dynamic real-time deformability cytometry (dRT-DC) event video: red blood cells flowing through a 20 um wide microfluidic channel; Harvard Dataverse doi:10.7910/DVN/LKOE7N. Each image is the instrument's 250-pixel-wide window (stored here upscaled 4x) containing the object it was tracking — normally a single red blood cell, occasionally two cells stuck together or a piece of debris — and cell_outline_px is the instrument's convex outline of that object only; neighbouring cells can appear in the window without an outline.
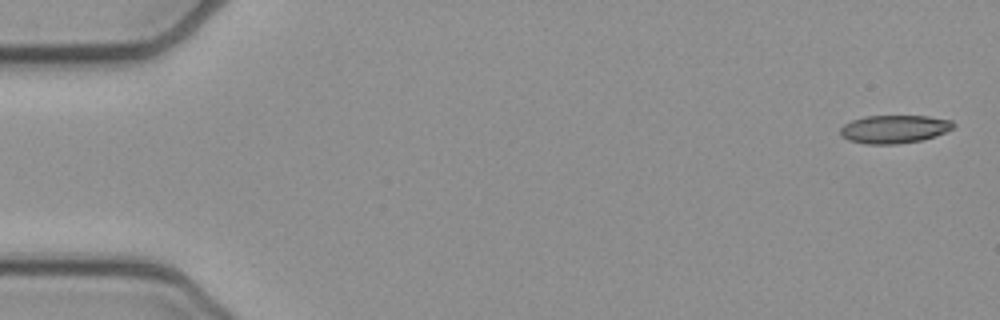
{"species": "common noctule bat (a hibernating species)", "species_latin": "Nyctalus noctula", "temperature_condition": "cold", "stored_images_in_passage": 51, "camera_frame_rate_fps": 3000, "um_per_image_px": 0.085, "animal": {"sex": "female", "body_mass_g": 21.9}, "frame": {"image": 1, "passage_image": 1, "time_ms": 0.0, "image_size_px": [1000, 320], "cell_outline_px": [[956, 124], [952, 128], [936, 136], [920, 140], [896, 144], [864, 144], [848, 140], [840, 136], [840, 128], [844, 124], [852, 120], [864, 116], [928, 116], [952, 120]], "centroid_in_image_um": [75.98, 10.97], "position_along_channel_um": 9.0, "area_um2": 18.61}}
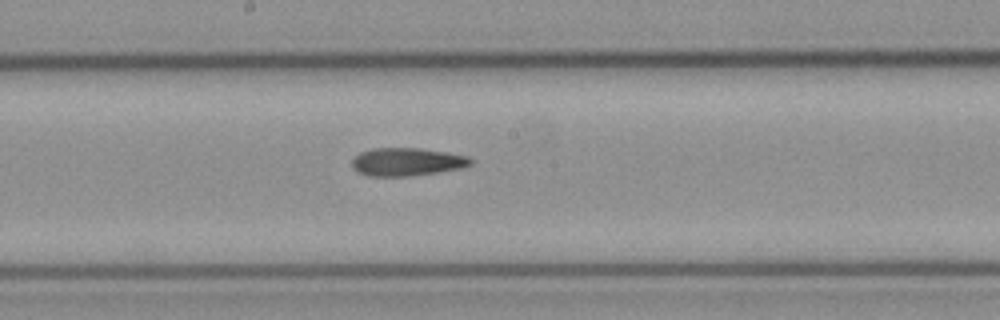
{"frame": {"image": 2, "passage_image": 27, "time_ms": 8.667, "image_size_px": [1000, 320], "cell_outline_px": [[472, 164], [464, 168], [412, 176], [368, 176], [356, 172], [352, 168], [352, 160], [360, 152], [372, 148], [420, 148], [468, 156], [472, 160]], "centroid_in_image_um": [34.57, 13.76], "position_along_channel_um": 213.6, "area_um2": 19.54}}
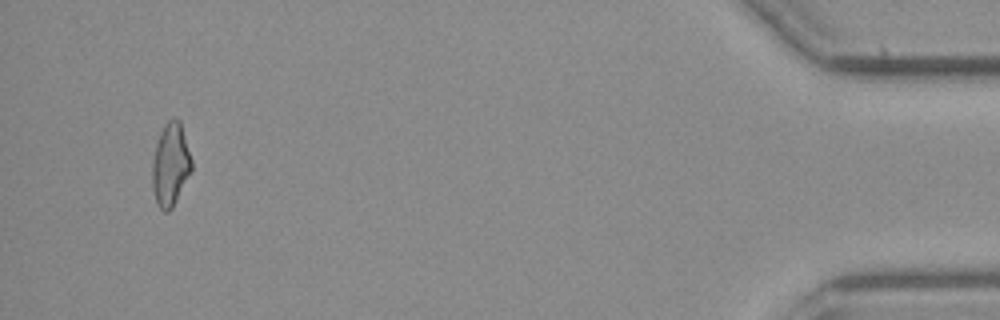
{"frame": {"image": 3, "passage_image": 49, "time_ms": 16.0, "image_size_px": [1000, 320], "cell_outline_px": [[192, 168], [172, 208], [168, 212], [164, 212], [156, 204], [152, 188], [152, 160], [156, 144], [160, 132], [164, 124], [168, 120], [180, 120], [192, 160]], "centroid_in_image_um": [14.47, 14.01], "position_along_channel_um": 420.7, "area_um2": 18.9}}